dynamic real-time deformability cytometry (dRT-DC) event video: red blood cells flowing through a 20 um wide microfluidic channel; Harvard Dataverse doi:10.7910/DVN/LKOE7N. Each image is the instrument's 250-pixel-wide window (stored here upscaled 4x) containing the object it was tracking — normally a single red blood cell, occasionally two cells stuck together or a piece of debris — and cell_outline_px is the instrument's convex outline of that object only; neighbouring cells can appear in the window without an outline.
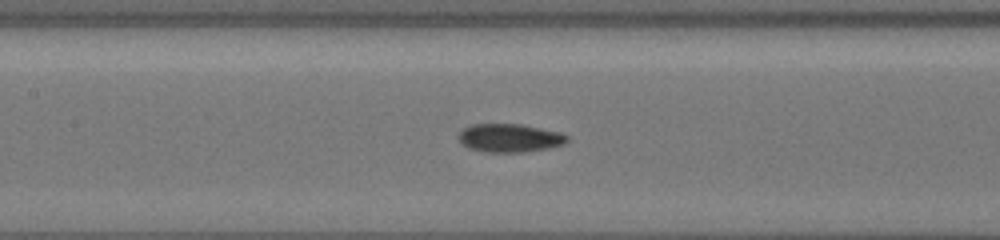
{"species": "common noctule bat (a hibernating species)", "species_latin": "Nyctalus noctula", "temperature_condition": "cold", "stored_images_in_passage": 21, "camera_frame_rate_fps": 3000, "um_per_image_px": 0.085, "animal": {"sex": "female", "body_mass_g": 19.5, "forearm_length_mm": 54.1}, "frame": {"image": 1, "passage_image": 9, "time_ms": 2.667, "image_size_px": [1000, 240], "cell_outline_px": [[568, 140], [564, 144], [548, 148], [524, 152], [484, 152], [468, 148], [460, 144], [456, 136], [464, 128], [472, 124], [520, 124], [560, 132], [568, 136]], "centroid_in_image_um": [43.27, 11.73], "position_along_channel_um": 164.1, "area_um2": 18.09}}
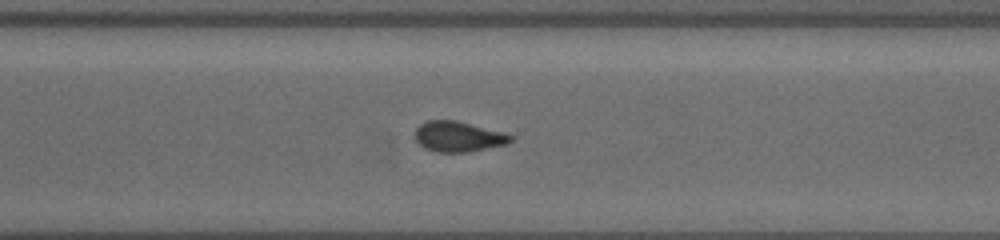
{"frame": {"image": 2, "passage_image": 17, "time_ms": 5.333, "image_size_px": [1000, 240], "cell_outline_px": [[516, 136], [508, 144], [468, 152], [432, 152], [424, 148], [416, 140], [416, 128], [420, 124], [428, 120], [456, 120], [508, 132]], "centroid_in_image_um": [39.03, 11.6], "position_along_channel_um": 331.6, "area_um2": 17.34}}
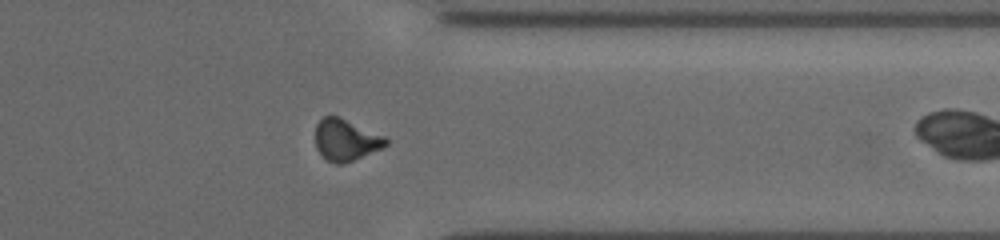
{"frame": {"image": 3, "passage_image": 20, "time_ms": 6.333, "image_size_px": [1000, 240], "cell_outline_px": [[388, 144], [384, 148], [352, 160], [340, 164], [336, 164], [328, 160], [316, 148], [316, 124], [324, 116], [336, 116], [388, 136]], "centroid_in_image_um": [29.45, 11.89], "position_along_channel_um": 382.0, "area_um2": 16.99}}